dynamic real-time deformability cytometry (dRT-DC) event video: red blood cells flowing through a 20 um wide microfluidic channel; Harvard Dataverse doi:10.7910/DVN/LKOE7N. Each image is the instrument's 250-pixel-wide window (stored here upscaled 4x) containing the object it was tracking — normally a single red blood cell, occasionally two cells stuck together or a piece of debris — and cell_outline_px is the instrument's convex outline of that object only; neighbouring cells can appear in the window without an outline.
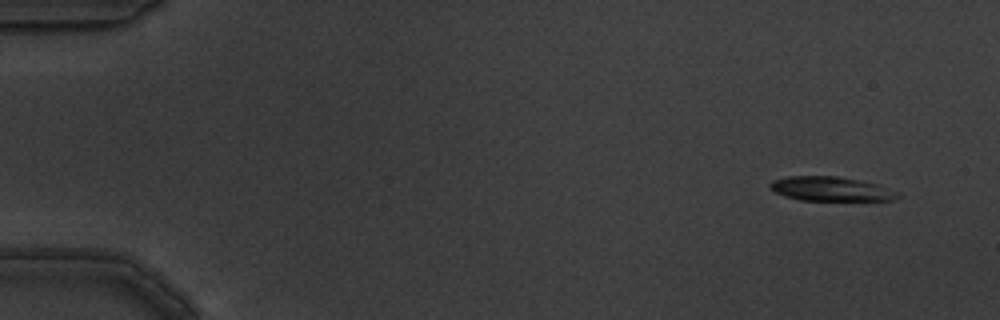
{"species": "common noctule bat (a hibernating species)", "species_latin": "Nyctalus noctula", "temperature_condition": "warm", "stored_images_in_passage": 5, "camera_frame_rate_fps": 3000, "um_per_image_px": 0.085, "animal": {"sex": "male", "body_mass_g": 19.5, "forearm_length_mm": 54.6}, "frame": {"image": 1, "passage_image": 1, "time_ms": 0.0, "image_size_px": [1000, 320], "cell_outline_px": [[900, 196], [892, 200], [800, 200], [784, 196], [768, 188], [768, 184], [772, 180], [788, 176], [836, 176], [876, 184], [900, 192]], "centroid_in_image_um": [70.58, 16.06], "position_along_channel_um": 14.4, "area_um2": 17.98}}